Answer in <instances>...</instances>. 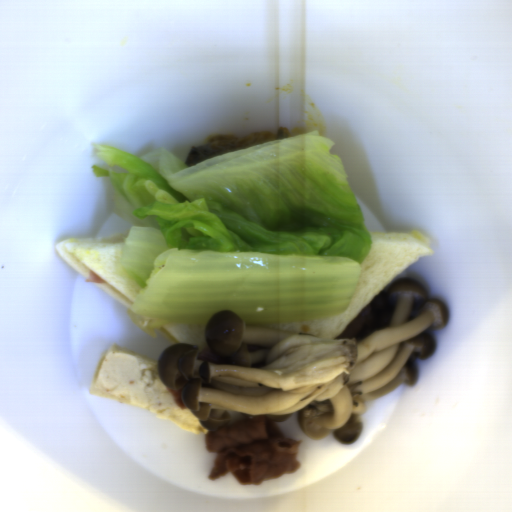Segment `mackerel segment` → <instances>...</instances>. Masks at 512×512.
Instances as JSON below:
<instances>
[{
  "label": "mackerel segment",
  "instance_id": "1",
  "mask_svg": "<svg viewBox=\"0 0 512 512\" xmlns=\"http://www.w3.org/2000/svg\"><path fill=\"white\" fill-rule=\"evenodd\" d=\"M290 136L294 135L286 127H280L276 133L271 130H260L244 136L233 134L214 136L205 143L191 146L185 164L188 167L219 155Z\"/></svg>",
  "mask_w": 512,
  "mask_h": 512
}]
</instances>
